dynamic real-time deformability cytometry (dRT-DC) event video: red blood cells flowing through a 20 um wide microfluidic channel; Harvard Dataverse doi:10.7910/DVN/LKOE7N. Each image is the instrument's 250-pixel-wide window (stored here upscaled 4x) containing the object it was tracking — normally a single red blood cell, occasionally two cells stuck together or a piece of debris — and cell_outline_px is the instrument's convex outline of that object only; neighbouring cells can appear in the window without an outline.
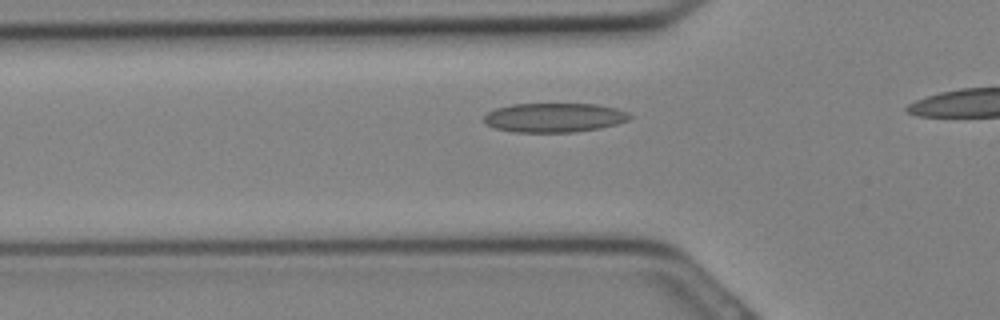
{"species": "Egyptian fruit bat (a non-hibernating species)", "species_latin": "Rousettus aegyptiacus", "temperature_condition": "cold", "stored_images_in_passage": 9, "segment_of_instrument_passage": [1, 2], "camera_frame_rate_fps": 3000, "um_per_image_px": 0.085, "animal": {"sex": "female"}, "frame": {"image": 1, "passage_image": 7, "time_ms": 2.0, "image_size_px": [1000, 320], "cell_outline_px": [[632, 116], [628, 120], [616, 124], [600, 128], [572, 132], [512, 132], [496, 128], [488, 124], [484, 120], [484, 116], [488, 112], [496, 108], [512, 104], [596, 104], [616, 108], [628, 112]], "centroid_in_image_um": [47.12, 9.99], "position_along_channel_um": 78.7, "area_um2": 24.74}}